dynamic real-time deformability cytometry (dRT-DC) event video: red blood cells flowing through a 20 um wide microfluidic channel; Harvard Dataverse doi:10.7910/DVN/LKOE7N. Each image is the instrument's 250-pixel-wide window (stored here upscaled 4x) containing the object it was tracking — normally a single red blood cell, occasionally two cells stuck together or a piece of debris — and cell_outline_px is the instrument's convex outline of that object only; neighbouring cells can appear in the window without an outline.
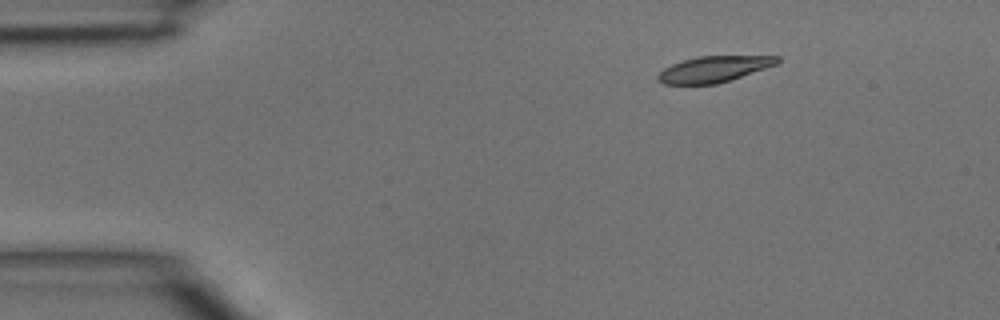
{"species": "common noctule bat (a hibernating species)", "species_latin": "Nyctalus noctula", "temperature_condition": "room temperature", "stored_images_in_passage": 5, "segment_of_instrument_passage": [1, 2], "camera_frame_rate_fps": 3000, "um_per_image_px": 0.085, "animal": {"sex": "male", "body_mass_g": 15.6}, "frame": {"image": 1, "passage_image": 2, "time_ms": 0.333, "image_size_px": [1000, 320], "cell_outline_px": [[780, 60], [776, 64], [732, 80], [716, 84], [664, 84], [656, 80], [656, 76], [664, 68], [672, 64], [696, 56], [780, 56]], "centroid_in_image_um": [60.65, 5.88], "position_along_channel_um": 24.3, "area_um2": 18.09}}
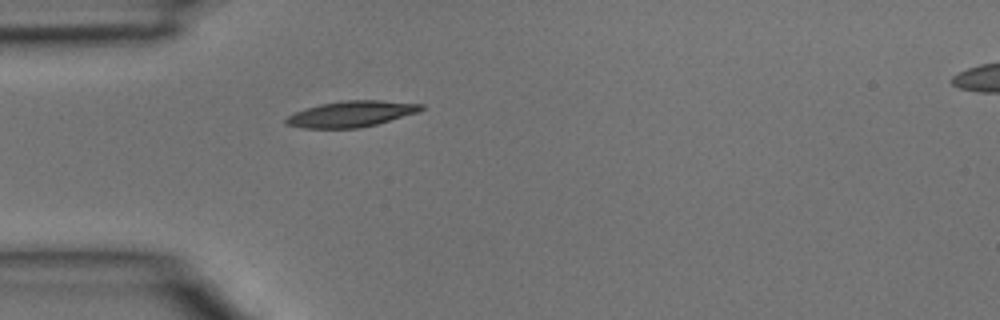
{"frame": {"image": 2, "passage_image": 4, "time_ms": 1.0, "image_size_px": [1000, 320], "cell_outline_px": [[424, 108], [420, 112], [376, 124], [360, 128], [300, 128], [284, 124], [284, 120], [288, 116], [296, 112], [320, 104], [340, 100], [380, 100], [424, 104]], "centroid_in_image_um": [29.87, 9.68], "position_along_channel_um": 55.1, "area_um2": 20.52}}